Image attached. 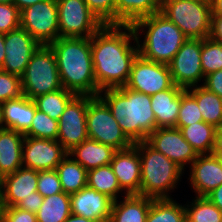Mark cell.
<instances>
[{"label": "cell", "mask_w": 222, "mask_h": 222, "mask_svg": "<svg viewBox=\"0 0 222 222\" xmlns=\"http://www.w3.org/2000/svg\"><path fill=\"white\" fill-rule=\"evenodd\" d=\"M124 30V31H123ZM131 25L106 24L91 37L94 75L100 91L126 85L132 63L139 54Z\"/></svg>", "instance_id": "6da1fadb"}, {"label": "cell", "mask_w": 222, "mask_h": 222, "mask_svg": "<svg viewBox=\"0 0 222 222\" xmlns=\"http://www.w3.org/2000/svg\"><path fill=\"white\" fill-rule=\"evenodd\" d=\"M49 45L56 56L62 87L76 95L98 96L91 38L59 37Z\"/></svg>", "instance_id": "7a4b0ae2"}, {"label": "cell", "mask_w": 222, "mask_h": 222, "mask_svg": "<svg viewBox=\"0 0 222 222\" xmlns=\"http://www.w3.org/2000/svg\"><path fill=\"white\" fill-rule=\"evenodd\" d=\"M98 96L107 104L121 130L133 144L146 141L156 129L150 95L123 86L102 90Z\"/></svg>", "instance_id": "3957f363"}, {"label": "cell", "mask_w": 222, "mask_h": 222, "mask_svg": "<svg viewBox=\"0 0 222 222\" xmlns=\"http://www.w3.org/2000/svg\"><path fill=\"white\" fill-rule=\"evenodd\" d=\"M136 36L139 54L158 63L169 64L183 43L188 39L185 34L161 12L143 17L132 25ZM145 39L140 44V35L144 31ZM143 29V30H142Z\"/></svg>", "instance_id": "277c9868"}, {"label": "cell", "mask_w": 222, "mask_h": 222, "mask_svg": "<svg viewBox=\"0 0 222 222\" xmlns=\"http://www.w3.org/2000/svg\"><path fill=\"white\" fill-rule=\"evenodd\" d=\"M137 150L141 160V186L138 195L154 199L171 198L168 193L176 188L183 170L146 141L138 142Z\"/></svg>", "instance_id": "5b68a950"}, {"label": "cell", "mask_w": 222, "mask_h": 222, "mask_svg": "<svg viewBox=\"0 0 222 222\" xmlns=\"http://www.w3.org/2000/svg\"><path fill=\"white\" fill-rule=\"evenodd\" d=\"M160 12L188 39H205L210 35V0H163Z\"/></svg>", "instance_id": "8992f818"}, {"label": "cell", "mask_w": 222, "mask_h": 222, "mask_svg": "<svg viewBox=\"0 0 222 222\" xmlns=\"http://www.w3.org/2000/svg\"><path fill=\"white\" fill-rule=\"evenodd\" d=\"M22 94L33 99L62 89L57 60L50 45H40L21 76Z\"/></svg>", "instance_id": "52a82bcc"}, {"label": "cell", "mask_w": 222, "mask_h": 222, "mask_svg": "<svg viewBox=\"0 0 222 222\" xmlns=\"http://www.w3.org/2000/svg\"><path fill=\"white\" fill-rule=\"evenodd\" d=\"M87 132L90 139L123 150L133 143L126 137L107 104L99 96L88 95Z\"/></svg>", "instance_id": "ba28073f"}, {"label": "cell", "mask_w": 222, "mask_h": 222, "mask_svg": "<svg viewBox=\"0 0 222 222\" xmlns=\"http://www.w3.org/2000/svg\"><path fill=\"white\" fill-rule=\"evenodd\" d=\"M20 27L41 45H49L59 38L56 0H43L20 11Z\"/></svg>", "instance_id": "9c48e42d"}, {"label": "cell", "mask_w": 222, "mask_h": 222, "mask_svg": "<svg viewBox=\"0 0 222 222\" xmlns=\"http://www.w3.org/2000/svg\"><path fill=\"white\" fill-rule=\"evenodd\" d=\"M59 37L91 38L103 24L84 0H56Z\"/></svg>", "instance_id": "30bf717a"}, {"label": "cell", "mask_w": 222, "mask_h": 222, "mask_svg": "<svg viewBox=\"0 0 222 222\" xmlns=\"http://www.w3.org/2000/svg\"><path fill=\"white\" fill-rule=\"evenodd\" d=\"M174 85L168 64L147 60L138 54L125 87L152 96Z\"/></svg>", "instance_id": "8fae6325"}, {"label": "cell", "mask_w": 222, "mask_h": 222, "mask_svg": "<svg viewBox=\"0 0 222 222\" xmlns=\"http://www.w3.org/2000/svg\"><path fill=\"white\" fill-rule=\"evenodd\" d=\"M88 95H76L65 107L58 120L57 141L69 152L88 139Z\"/></svg>", "instance_id": "7c38bea8"}, {"label": "cell", "mask_w": 222, "mask_h": 222, "mask_svg": "<svg viewBox=\"0 0 222 222\" xmlns=\"http://www.w3.org/2000/svg\"><path fill=\"white\" fill-rule=\"evenodd\" d=\"M202 39H187L168 64L175 85L184 89L197 86L205 78L201 66Z\"/></svg>", "instance_id": "4fadbf2b"}, {"label": "cell", "mask_w": 222, "mask_h": 222, "mask_svg": "<svg viewBox=\"0 0 222 222\" xmlns=\"http://www.w3.org/2000/svg\"><path fill=\"white\" fill-rule=\"evenodd\" d=\"M146 142L177 164L183 171L186 164H192L198 157L194 148L184 139L181 130L177 127L156 128L147 137Z\"/></svg>", "instance_id": "5bb4252c"}, {"label": "cell", "mask_w": 222, "mask_h": 222, "mask_svg": "<svg viewBox=\"0 0 222 222\" xmlns=\"http://www.w3.org/2000/svg\"><path fill=\"white\" fill-rule=\"evenodd\" d=\"M67 154L57 140L25 136L22 145L23 167L35 171L56 170Z\"/></svg>", "instance_id": "9a60e30c"}, {"label": "cell", "mask_w": 222, "mask_h": 222, "mask_svg": "<svg viewBox=\"0 0 222 222\" xmlns=\"http://www.w3.org/2000/svg\"><path fill=\"white\" fill-rule=\"evenodd\" d=\"M4 43L6 54L2 70L21 77L41 44L22 27L4 34Z\"/></svg>", "instance_id": "2e32d148"}, {"label": "cell", "mask_w": 222, "mask_h": 222, "mask_svg": "<svg viewBox=\"0 0 222 222\" xmlns=\"http://www.w3.org/2000/svg\"><path fill=\"white\" fill-rule=\"evenodd\" d=\"M110 165L126 195L140 193L141 160L137 143L127 149L115 151Z\"/></svg>", "instance_id": "e0dca14e"}, {"label": "cell", "mask_w": 222, "mask_h": 222, "mask_svg": "<svg viewBox=\"0 0 222 222\" xmlns=\"http://www.w3.org/2000/svg\"><path fill=\"white\" fill-rule=\"evenodd\" d=\"M114 200L86 186L70 195L71 214L100 222H109Z\"/></svg>", "instance_id": "ac0fdd59"}, {"label": "cell", "mask_w": 222, "mask_h": 222, "mask_svg": "<svg viewBox=\"0 0 222 222\" xmlns=\"http://www.w3.org/2000/svg\"><path fill=\"white\" fill-rule=\"evenodd\" d=\"M190 167V184L197 196L206 197L222 184V165L215 154L198 155Z\"/></svg>", "instance_id": "d6986e66"}, {"label": "cell", "mask_w": 222, "mask_h": 222, "mask_svg": "<svg viewBox=\"0 0 222 222\" xmlns=\"http://www.w3.org/2000/svg\"><path fill=\"white\" fill-rule=\"evenodd\" d=\"M38 171L20 167L4 176V188L0 196L1 206H17L24 198L37 191Z\"/></svg>", "instance_id": "ffe728a7"}, {"label": "cell", "mask_w": 222, "mask_h": 222, "mask_svg": "<svg viewBox=\"0 0 222 222\" xmlns=\"http://www.w3.org/2000/svg\"><path fill=\"white\" fill-rule=\"evenodd\" d=\"M183 90L184 88L174 85L170 89L151 96L152 111L156 117V128L176 127Z\"/></svg>", "instance_id": "44dd1931"}, {"label": "cell", "mask_w": 222, "mask_h": 222, "mask_svg": "<svg viewBox=\"0 0 222 222\" xmlns=\"http://www.w3.org/2000/svg\"><path fill=\"white\" fill-rule=\"evenodd\" d=\"M1 105L4 128L25 134L31 127L37 109L33 99L22 95L19 98L10 99Z\"/></svg>", "instance_id": "7402d4cb"}, {"label": "cell", "mask_w": 222, "mask_h": 222, "mask_svg": "<svg viewBox=\"0 0 222 222\" xmlns=\"http://www.w3.org/2000/svg\"><path fill=\"white\" fill-rule=\"evenodd\" d=\"M25 135L13 129H0V172L6 176L23 166L22 145Z\"/></svg>", "instance_id": "603a6c76"}, {"label": "cell", "mask_w": 222, "mask_h": 222, "mask_svg": "<svg viewBox=\"0 0 222 222\" xmlns=\"http://www.w3.org/2000/svg\"><path fill=\"white\" fill-rule=\"evenodd\" d=\"M115 151L108 145L88 138L75 146L68 154L88 171L110 164Z\"/></svg>", "instance_id": "cb8c5ba5"}, {"label": "cell", "mask_w": 222, "mask_h": 222, "mask_svg": "<svg viewBox=\"0 0 222 222\" xmlns=\"http://www.w3.org/2000/svg\"><path fill=\"white\" fill-rule=\"evenodd\" d=\"M124 197L120 203L118 200L113 202L109 222H146L152 198L138 194Z\"/></svg>", "instance_id": "d4e9b609"}, {"label": "cell", "mask_w": 222, "mask_h": 222, "mask_svg": "<svg viewBox=\"0 0 222 222\" xmlns=\"http://www.w3.org/2000/svg\"><path fill=\"white\" fill-rule=\"evenodd\" d=\"M163 0H115L116 24L132 25L137 20L160 12Z\"/></svg>", "instance_id": "484cf974"}, {"label": "cell", "mask_w": 222, "mask_h": 222, "mask_svg": "<svg viewBox=\"0 0 222 222\" xmlns=\"http://www.w3.org/2000/svg\"><path fill=\"white\" fill-rule=\"evenodd\" d=\"M184 139L191 144L198 155L211 154L215 147L216 127L204 121L188 126H176Z\"/></svg>", "instance_id": "4316f807"}, {"label": "cell", "mask_w": 222, "mask_h": 222, "mask_svg": "<svg viewBox=\"0 0 222 222\" xmlns=\"http://www.w3.org/2000/svg\"><path fill=\"white\" fill-rule=\"evenodd\" d=\"M186 90L197 100L203 121L216 128L222 126V98L202 85Z\"/></svg>", "instance_id": "83f0119b"}, {"label": "cell", "mask_w": 222, "mask_h": 222, "mask_svg": "<svg viewBox=\"0 0 222 222\" xmlns=\"http://www.w3.org/2000/svg\"><path fill=\"white\" fill-rule=\"evenodd\" d=\"M56 171L59 175L63 192L73 194L87 186L88 171L69 154L60 162Z\"/></svg>", "instance_id": "f1b7e54d"}, {"label": "cell", "mask_w": 222, "mask_h": 222, "mask_svg": "<svg viewBox=\"0 0 222 222\" xmlns=\"http://www.w3.org/2000/svg\"><path fill=\"white\" fill-rule=\"evenodd\" d=\"M70 215V195L65 192L44 197L36 213L37 222H65Z\"/></svg>", "instance_id": "f546056e"}, {"label": "cell", "mask_w": 222, "mask_h": 222, "mask_svg": "<svg viewBox=\"0 0 222 222\" xmlns=\"http://www.w3.org/2000/svg\"><path fill=\"white\" fill-rule=\"evenodd\" d=\"M146 222H187L184 205L172 198H152Z\"/></svg>", "instance_id": "4dcf8cb0"}, {"label": "cell", "mask_w": 222, "mask_h": 222, "mask_svg": "<svg viewBox=\"0 0 222 222\" xmlns=\"http://www.w3.org/2000/svg\"><path fill=\"white\" fill-rule=\"evenodd\" d=\"M87 186L109 196L114 201L118 193L123 191L110 164L88 170Z\"/></svg>", "instance_id": "1f68e13d"}, {"label": "cell", "mask_w": 222, "mask_h": 222, "mask_svg": "<svg viewBox=\"0 0 222 222\" xmlns=\"http://www.w3.org/2000/svg\"><path fill=\"white\" fill-rule=\"evenodd\" d=\"M76 96L64 88L39 95L33 98L36 108L46 113L50 118L59 120L67 104Z\"/></svg>", "instance_id": "d6a6232c"}, {"label": "cell", "mask_w": 222, "mask_h": 222, "mask_svg": "<svg viewBox=\"0 0 222 222\" xmlns=\"http://www.w3.org/2000/svg\"><path fill=\"white\" fill-rule=\"evenodd\" d=\"M184 209L187 222H222V211L207 197L196 196Z\"/></svg>", "instance_id": "836d02e7"}, {"label": "cell", "mask_w": 222, "mask_h": 222, "mask_svg": "<svg viewBox=\"0 0 222 222\" xmlns=\"http://www.w3.org/2000/svg\"><path fill=\"white\" fill-rule=\"evenodd\" d=\"M24 135L34 138L57 140L58 120L52 119L46 113L36 109L31 127Z\"/></svg>", "instance_id": "e575fe53"}, {"label": "cell", "mask_w": 222, "mask_h": 222, "mask_svg": "<svg viewBox=\"0 0 222 222\" xmlns=\"http://www.w3.org/2000/svg\"><path fill=\"white\" fill-rule=\"evenodd\" d=\"M201 66L204 76L222 69V43L210 37L202 39Z\"/></svg>", "instance_id": "d590c367"}, {"label": "cell", "mask_w": 222, "mask_h": 222, "mask_svg": "<svg viewBox=\"0 0 222 222\" xmlns=\"http://www.w3.org/2000/svg\"><path fill=\"white\" fill-rule=\"evenodd\" d=\"M203 121L197 100L184 89L181 93L180 110L176 126H188Z\"/></svg>", "instance_id": "8d00e7d4"}, {"label": "cell", "mask_w": 222, "mask_h": 222, "mask_svg": "<svg viewBox=\"0 0 222 222\" xmlns=\"http://www.w3.org/2000/svg\"><path fill=\"white\" fill-rule=\"evenodd\" d=\"M22 95L21 77L0 69V104Z\"/></svg>", "instance_id": "74e56055"}, {"label": "cell", "mask_w": 222, "mask_h": 222, "mask_svg": "<svg viewBox=\"0 0 222 222\" xmlns=\"http://www.w3.org/2000/svg\"><path fill=\"white\" fill-rule=\"evenodd\" d=\"M103 25L116 24L115 0H84Z\"/></svg>", "instance_id": "f35d334b"}, {"label": "cell", "mask_w": 222, "mask_h": 222, "mask_svg": "<svg viewBox=\"0 0 222 222\" xmlns=\"http://www.w3.org/2000/svg\"><path fill=\"white\" fill-rule=\"evenodd\" d=\"M37 192L43 197L63 192L56 170L38 171Z\"/></svg>", "instance_id": "ab89813d"}, {"label": "cell", "mask_w": 222, "mask_h": 222, "mask_svg": "<svg viewBox=\"0 0 222 222\" xmlns=\"http://www.w3.org/2000/svg\"><path fill=\"white\" fill-rule=\"evenodd\" d=\"M19 27L20 10L13 3H0V33L6 34Z\"/></svg>", "instance_id": "60d3db41"}, {"label": "cell", "mask_w": 222, "mask_h": 222, "mask_svg": "<svg viewBox=\"0 0 222 222\" xmlns=\"http://www.w3.org/2000/svg\"><path fill=\"white\" fill-rule=\"evenodd\" d=\"M1 222H37V216L16 206H1Z\"/></svg>", "instance_id": "b9f144b4"}, {"label": "cell", "mask_w": 222, "mask_h": 222, "mask_svg": "<svg viewBox=\"0 0 222 222\" xmlns=\"http://www.w3.org/2000/svg\"><path fill=\"white\" fill-rule=\"evenodd\" d=\"M203 81V87L222 98V69L206 75Z\"/></svg>", "instance_id": "7bdbcfd3"}, {"label": "cell", "mask_w": 222, "mask_h": 222, "mask_svg": "<svg viewBox=\"0 0 222 222\" xmlns=\"http://www.w3.org/2000/svg\"><path fill=\"white\" fill-rule=\"evenodd\" d=\"M43 200L44 197L35 191L32 193V196L24 198V200H22L16 207L36 214L41 207Z\"/></svg>", "instance_id": "ee69618b"}, {"label": "cell", "mask_w": 222, "mask_h": 222, "mask_svg": "<svg viewBox=\"0 0 222 222\" xmlns=\"http://www.w3.org/2000/svg\"><path fill=\"white\" fill-rule=\"evenodd\" d=\"M209 37L222 43V15L211 16V28Z\"/></svg>", "instance_id": "f6af8a7d"}, {"label": "cell", "mask_w": 222, "mask_h": 222, "mask_svg": "<svg viewBox=\"0 0 222 222\" xmlns=\"http://www.w3.org/2000/svg\"><path fill=\"white\" fill-rule=\"evenodd\" d=\"M206 197L222 211V184L210 192Z\"/></svg>", "instance_id": "bcb514c9"}, {"label": "cell", "mask_w": 222, "mask_h": 222, "mask_svg": "<svg viewBox=\"0 0 222 222\" xmlns=\"http://www.w3.org/2000/svg\"><path fill=\"white\" fill-rule=\"evenodd\" d=\"M213 152H222V126L217 127Z\"/></svg>", "instance_id": "7dc6e473"}, {"label": "cell", "mask_w": 222, "mask_h": 222, "mask_svg": "<svg viewBox=\"0 0 222 222\" xmlns=\"http://www.w3.org/2000/svg\"><path fill=\"white\" fill-rule=\"evenodd\" d=\"M43 0H13V4L21 11L22 9L34 5Z\"/></svg>", "instance_id": "c3c4849f"}, {"label": "cell", "mask_w": 222, "mask_h": 222, "mask_svg": "<svg viewBox=\"0 0 222 222\" xmlns=\"http://www.w3.org/2000/svg\"><path fill=\"white\" fill-rule=\"evenodd\" d=\"M212 15H222V0H210Z\"/></svg>", "instance_id": "681fc988"}, {"label": "cell", "mask_w": 222, "mask_h": 222, "mask_svg": "<svg viewBox=\"0 0 222 222\" xmlns=\"http://www.w3.org/2000/svg\"><path fill=\"white\" fill-rule=\"evenodd\" d=\"M65 222H100V221L91 220V219H87V218H85V217H83V216L71 214V215L65 220Z\"/></svg>", "instance_id": "f907efd6"}, {"label": "cell", "mask_w": 222, "mask_h": 222, "mask_svg": "<svg viewBox=\"0 0 222 222\" xmlns=\"http://www.w3.org/2000/svg\"><path fill=\"white\" fill-rule=\"evenodd\" d=\"M5 54L4 34L0 33V69H2Z\"/></svg>", "instance_id": "816d5d0a"}, {"label": "cell", "mask_w": 222, "mask_h": 222, "mask_svg": "<svg viewBox=\"0 0 222 222\" xmlns=\"http://www.w3.org/2000/svg\"><path fill=\"white\" fill-rule=\"evenodd\" d=\"M4 188V175L0 172V196Z\"/></svg>", "instance_id": "f5cc1de1"}, {"label": "cell", "mask_w": 222, "mask_h": 222, "mask_svg": "<svg viewBox=\"0 0 222 222\" xmlns=\"http://www.w3.org/2000/svg\"><path fill=\"white\" fill-rule=\"evenodd\" d=\"M4 128V122H3V114H2V105L0 104V129Z\"/></svg>", "instance_id": "db71d44e"}, {"label": "cell", "mask_w": 222, "mask_h": 222, "mask_svg": "<svg viewBox=\"0 0 222 222\" xmlns=\"http://www.w3.org/2000/svg\"><path fill=\"white\" fill-rule=\"evenodd\" d=\"M215 156L218 158L220 164L222 165V152H213Z\"/></svg>", "instance_id": "11a10c76"}, {"label": "cell", "mask_w": 222, "mask_h": 222, "mask_svg": "<svg viewBox=\"0 0 222 222\" xmlns=\"http://www.w3.org/2000/svg\"><path fill=\"white\" fill-rule=\"evenodd\" d=\"M0 3L3 4L13 3V0H0Z\"/></svg>", "instance_id": "9f6ffc18"}, {"label": "cell", "mask_w": 222, "mask_h": 222, "mask_svg": "<svg viewBox=\"0 0 222 222\" xmlns=\"http://www.w3.org/2000/svg\"><path fill=\"white\" fill-rule=\"evenodd\" d=\"M0 222H1V203H0Z\"/></svg>", "instance_id": "6f0895ef"}]
</instances>
